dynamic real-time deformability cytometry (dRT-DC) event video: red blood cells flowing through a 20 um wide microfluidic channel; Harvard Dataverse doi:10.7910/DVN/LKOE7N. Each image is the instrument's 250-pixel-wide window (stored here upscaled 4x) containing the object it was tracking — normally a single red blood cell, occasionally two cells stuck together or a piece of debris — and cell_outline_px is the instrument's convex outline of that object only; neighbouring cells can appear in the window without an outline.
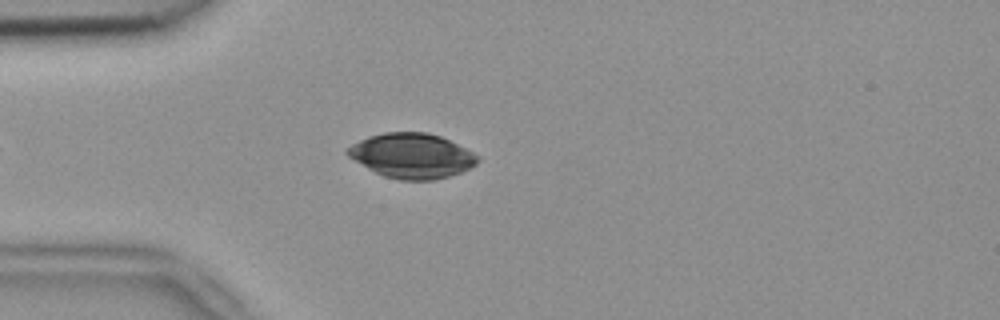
{"species": "common noctule bat (a hibernating species)", "species_latin": "Nyctalus noctula", "temperature_condition": "room temperature", "stored_images_in_passage": 43, "camera_frame_rate_fps": 3000, "um_per_image_px": 0.085, "animal": {"sex": "female", "body_mass_g": 18.4}, "frame": {"image": 1, "passage_image": 8, "time_ms": 2.333, "image_size_px": [1000, 320], "cell_outline_px": [[480, 160], [476, 164], [460, 172], [448, 176], [432, 180], [400, 180], [384, 176], [368, 168], [348, 156], [344, 152], [352, 144], [368, 136], [384, 132], [428, 132], [440, 136], [480, 156]], "centroid_in_image_um": [35.0, 13.23], "position_along_channel_um": 50.0, "area_um2": 33.7}}
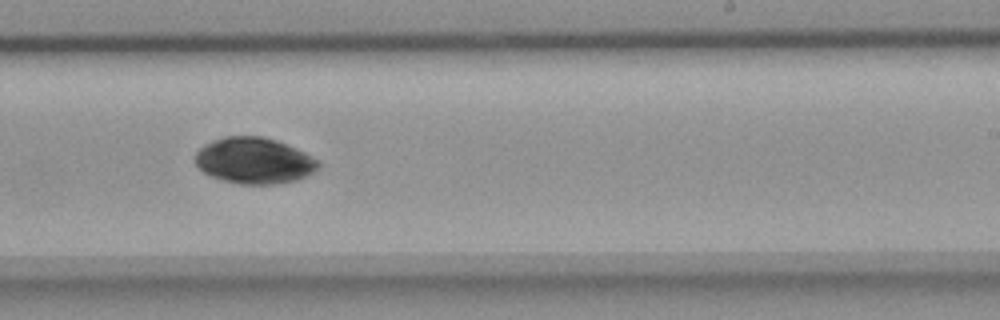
{"frame": {"image": 2, "passage_image": 26, "time_ms": 8.333, "image_size_px": [1000, 320], "cell_outline_px": [[320, 168], [296, 180], [276, 184], [240, 184], [224, 180], [212, 176], [204, 172], [196, 164], [196, 152], [204, 144], [212, 140], [224, 136], [260, 136], [276, 140], [296, 148], [320, 160]], "centroid_in_image_um": [21.62, 13.64], "position_along_channel_um": 267.4, "area_um2": 33.0}}
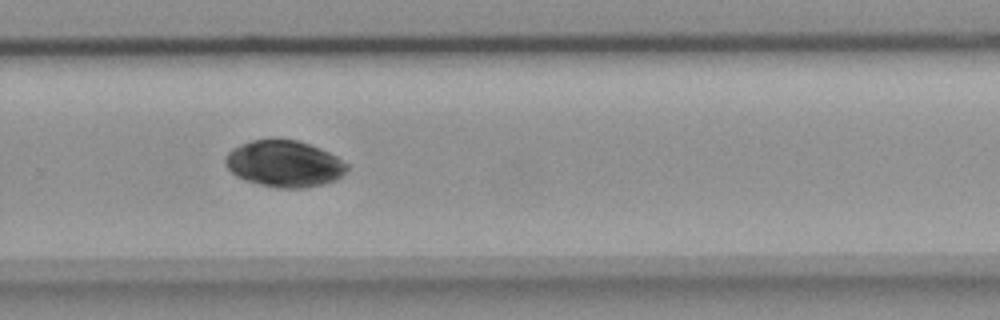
{"frame": {"image": 3, "passage_image": 29, "time_ms": 9.333, "image_size_px": [1000, 320], "cell_outline_px": [[348, 168], [336, 180], [324, 184], [304, 188], [276, 188], [244, 180], [236, 176], [228, 168], [224, 160], [228, 152], [232, 148], [240, 144], [252, 140], [296, 140], [320, 148], [336, 156], [348, 164]], "centroid_in_image_um": [24.15, 13.93], "position_along_channel_um": 305.6, "area_um2": 32.77}}